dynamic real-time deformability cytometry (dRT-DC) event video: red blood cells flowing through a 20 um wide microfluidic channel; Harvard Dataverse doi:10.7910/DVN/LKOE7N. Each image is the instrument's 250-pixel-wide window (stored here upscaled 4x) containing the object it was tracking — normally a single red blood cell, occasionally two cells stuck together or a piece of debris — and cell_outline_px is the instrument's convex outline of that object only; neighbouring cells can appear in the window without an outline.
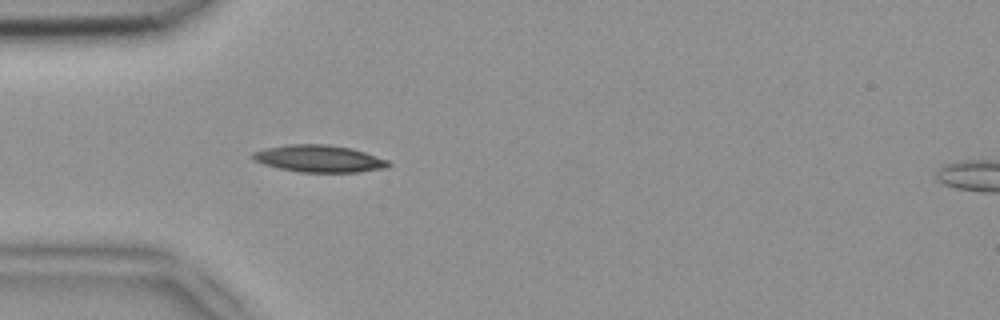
{"species": "common noctule bat (a hibernating species)", "species_latin": "Nyctalus noctula", "temperature_condition": "room temperature", "stored_images_in_passage": 37, "camera_frame_rate_fps": 3000, "um_per_image_px": 0.085, "animal": {"sex": "female", "body_mass_g": 18.4}, "frame": {"image": 1, "passage_image": 1, "time_ms": 0.0, "image_size_px": [1000, 320], "cell_outline_px": [[392, 164], [388, 168], [356, 172], [300, 172], [280, 168], [264, 164], [252, 160], [252, 152], [264, 148], [288, 144], [324, 144], [352, 148], [388, 160]], "centroid_in_image_um": [27.12, 13.48], "position_along_channel_um": 57.9, "area_um2": 21.44}}
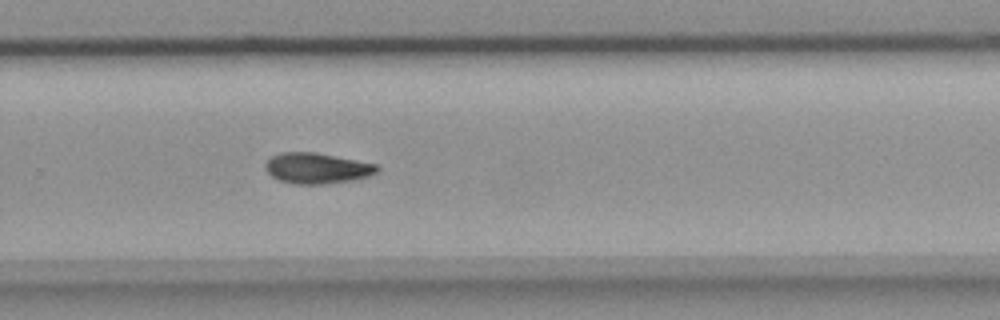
{"frame": {"image": 2, "passage_image": 20, "time_ms": 6.333, "image_size_px": [1000, 320], "cell_outline_px": [[380, 168], [376, 172], [368, 176], [352, 180], [324, 184], [292, 184], [280, 180], [272, 176], [264, 168], [264, 164], [272, 156], [280, 152], [316, 152], [380, 164]], "centroid_in_image_um": [26.96, 14.29], "position_along_channel_um": 302.8, "area_um2": 20.17}}
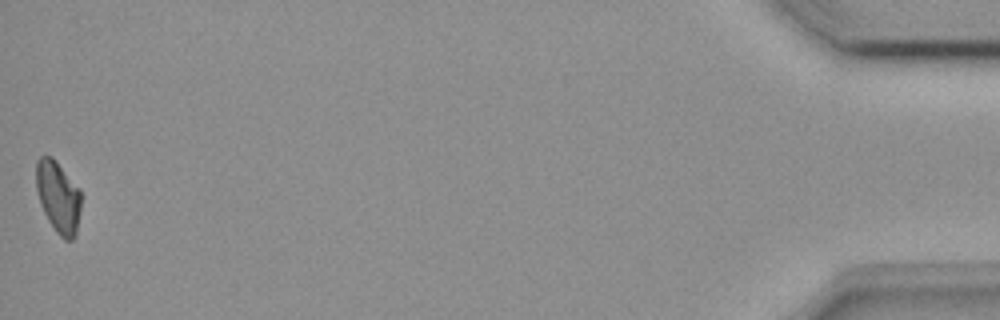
{"frame": {"image": 3, "passage_image": 37, "time_ms": 12.0, "image_size_px": [1000, 320], "cell_outline_px": [[80, 208], [76, 236], [72, 240], [64, 240], [56, 232], [48, 220], [40, 204], [36, 188], [36, 160], [40, 156], [52, 156], [56, 160], [80, 188]], "centroid_in_image_um": [4.94, 16.72], "position_along_channel_um": 430.3, "area_um2": 18.96}, "authors_computed_cell_mechanics": {"area_um2": 19.7676, "velocity_mm_per_s": 3.9474, "shape_relaxation_time_tau1_ms": 5.9233, "shape_relaxation_time_tau2_ms": null, "deformation_change_tau1": 0.1557, "deformation_change_tau2": null}}